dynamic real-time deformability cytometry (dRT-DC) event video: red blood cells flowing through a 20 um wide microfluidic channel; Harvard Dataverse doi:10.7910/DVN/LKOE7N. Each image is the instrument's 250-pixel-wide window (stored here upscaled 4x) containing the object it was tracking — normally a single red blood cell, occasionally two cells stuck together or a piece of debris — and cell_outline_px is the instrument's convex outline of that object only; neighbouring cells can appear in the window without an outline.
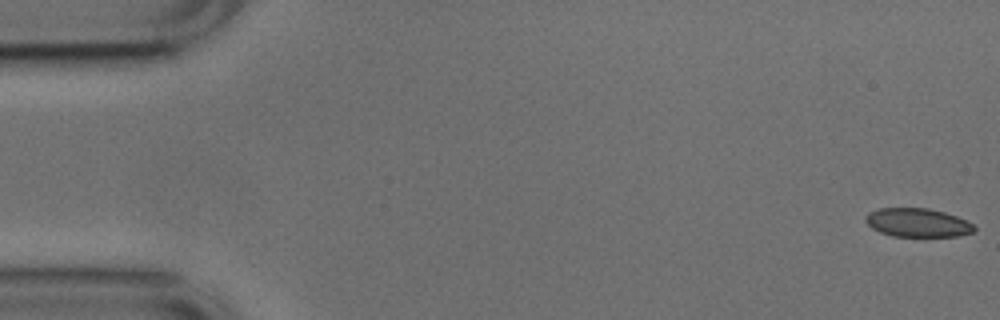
{"species": "common noctule bat (a hibernating species)", "species_latin": "Nyctalus noctula", "temperature_condition": "cold", "stored_images_in_passage": 17, "camera_frame_rate_fps": 3000, "um_per_image_px": 0.085, "animal": {"sex": "male", "body_mass_g": 17.9, "forearm_length_mm": 54.2}, "frame": {"image": 1, "passage_image": 1, "time_ms": 0.0, "image_size_px": [1000, 320], "cell_outline_px": [[976, 228], [972, 232], [956, 236], [892, 236], [880, 232], [872, 228], [864, 220], [864, 216], [868, 212], [880, 208], [928, 208], [944, 212], [956, 216], [972, 224]], "centroid_in_image_um": [77.94, 18.92], "position_along_channel_um": 7.1, "area_um2": 18.03}}
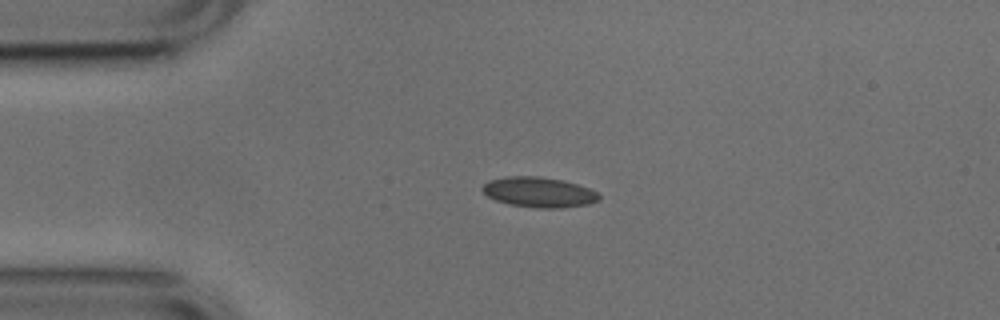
{"frame": {"image": 2, "passage_image": 12, "time_ms": 3.667, "image_size_px": [1000, 320], "cell_outline_px": [[600, 200], [588, 204], [560, 208], [536, 208], [508, 204], [496, 200], [488, 196], [480, 188], [488, 180], [504, 176], [540, 176], [564, 180], [588, 188], [596, 192], [600, 196]], "centroid_in_image_um": [45.78, 16.33], "position_along_channel_um": 39.2, "area_um2": 20.63}}